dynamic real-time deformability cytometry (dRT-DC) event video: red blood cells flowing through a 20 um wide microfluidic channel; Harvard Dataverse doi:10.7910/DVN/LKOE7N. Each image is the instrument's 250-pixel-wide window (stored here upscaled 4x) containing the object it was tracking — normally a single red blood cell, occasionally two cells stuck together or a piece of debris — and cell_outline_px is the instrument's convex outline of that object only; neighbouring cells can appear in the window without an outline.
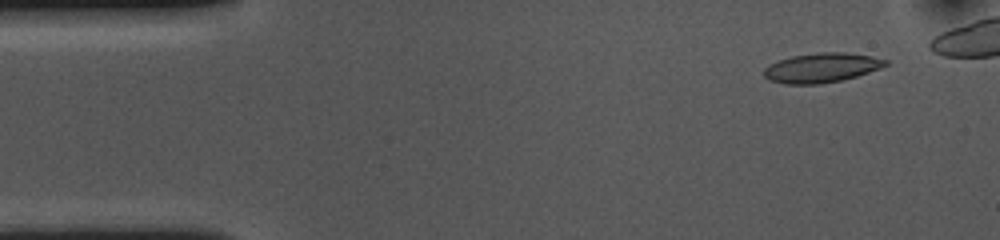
{"species": "common noctule bat (a hibernating species)", "species_latin": "Nyctalus noctula", "temperature_condition": "cold", "stored_images_in_passage": 44, "camera_frame_rate_fps": 3000, "um_per_image_px": 0.085, "animal": {"sex": "female", "body_mass_g": 10.0, "forearm_length_mm": 53.1}, "frame": {"image": 1, "passage_image": 4, "time_ms": 1.0, "image_size_px": [1000, 240], "cell_outline_px": [[888, 64], [880, 68], [856, 76], [840, 80], [820, 84], [784, 84], [768, 80], [764, 76], [764, 68], [768, 64], [792, 56], [820, 52], [844, 52], [872, 56], [888, 60]], "centroid_in_image_um": [69.81, 5.76], "position_along_channel_um": 15.2, "area_um2": 20.87}}
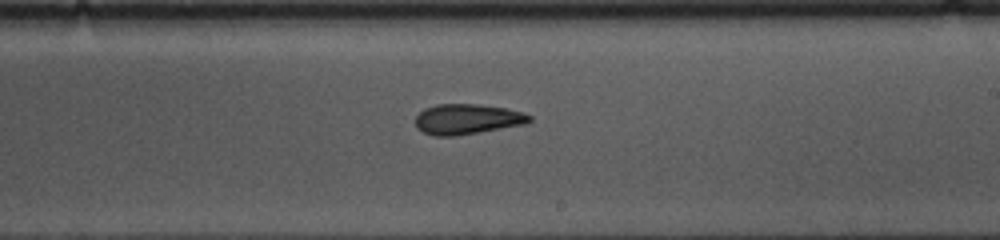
{"frame": {"image": 2, "passage_image": 30, "time_ms": 9.667, "image_size_px": [1000, 240], "cell_outline_px": [[532, 120], [528, 124], [456, 136], [432, 136], [416, 128], [416, 116], [424, 108], [436, 104], [476, 104], [504, 108], [524, 112], [532, 116]], "centroid_in_image_um": [39.73, 10.13], "position_along_channel_um": 249.3, "area_um2": 20.35}}
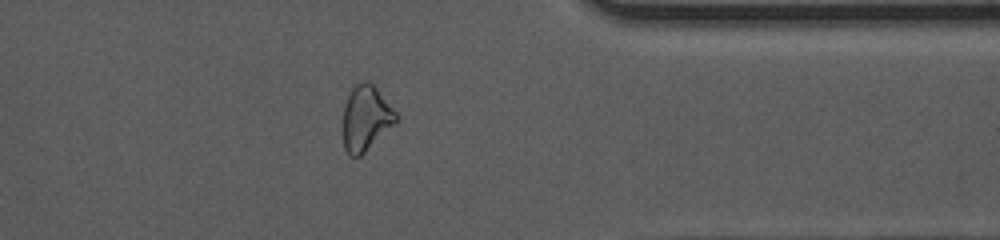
{"frame": {"image": 3, "passage_image": 42, "time_ms": 13.667, "image_size_px": [1000, 240], "cell_outline_px": [[400, 120], [396, 124], [360, 156], [348, 156], [344, 148], [344, 104], [352, 88], [356, 84], [364, 80], [368, 80], [376, 88], [396, 112]], "centroid_in_image_um": [31.12, 10.05], "position_along_channel_um": 380.3, "area_um2": 20.11}}